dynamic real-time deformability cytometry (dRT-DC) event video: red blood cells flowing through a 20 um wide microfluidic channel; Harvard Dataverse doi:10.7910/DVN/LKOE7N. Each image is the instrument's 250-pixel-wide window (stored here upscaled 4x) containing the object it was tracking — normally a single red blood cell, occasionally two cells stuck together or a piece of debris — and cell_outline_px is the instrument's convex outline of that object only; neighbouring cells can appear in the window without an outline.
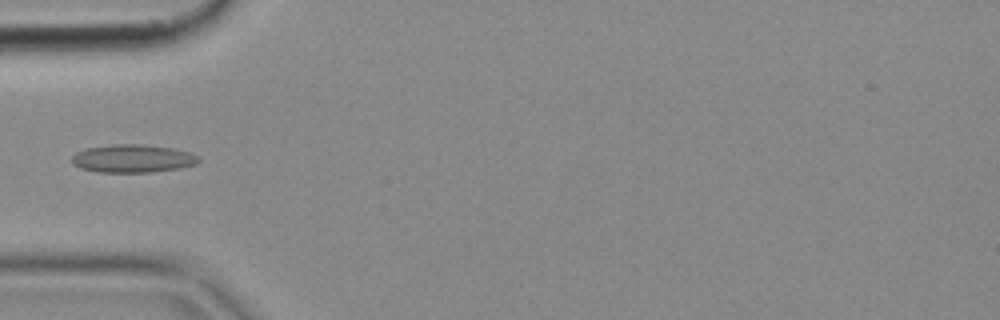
{"species": "common noctule bat (a hibernating species)", "species_latin": "Nyctalus noctula", "temperature_condition": "cold", "stored_images_in_passage": 5, "camera_frame_rate_fps": 3000, "um_per_image_px": 0.085, "animal": {"sex": "female", "body_mass_g": 18.4}, "frame": {"image": 1, "passage_image": 4, "time_ms": 1.0, "image_size_px": [1000, 320], "cell_outline_px": [[200, 160], [196, 164], [180, 168], [148, 172], [100, 172], [80, 168], [72, 164], [72, 156], [76, 152], [88, 148], [112, 144], [140, 144], [172, 148], [192, 152], [200, 156]], "centroid_in_image_um": [11.31, 13.47], "position_along_channel_um": 73.7, "area_um2": 20.75}}
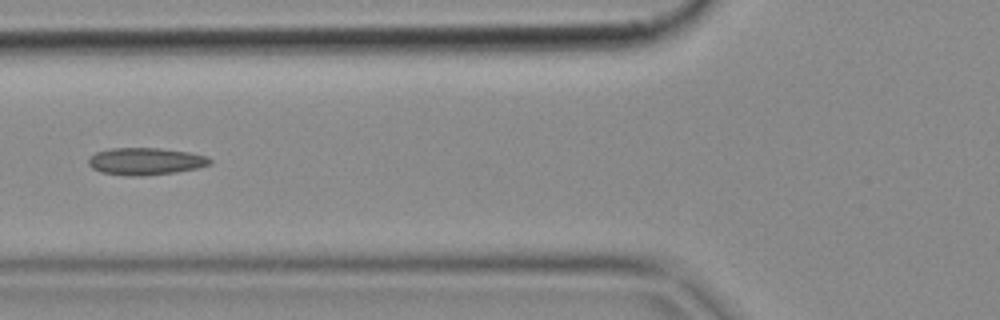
{"frame": {"image": 2, "passage_image": 5, "time_ms": 1.333, "image_size_px": [1000, 320], "cell_outline_px": [[212, 164], [196, 168], [176, 172], [144, 176], [132, 176], [100, 172], [92, 168], [88, 164], [88, 156], [96, 152], [112, 148], [156, 148], [188, 152], [208, 156], [212, 160]], "centroid_in_image_um": [12.36, 13.71], "position_along_channel_um": 113.4, "area_um2": 19.31}}